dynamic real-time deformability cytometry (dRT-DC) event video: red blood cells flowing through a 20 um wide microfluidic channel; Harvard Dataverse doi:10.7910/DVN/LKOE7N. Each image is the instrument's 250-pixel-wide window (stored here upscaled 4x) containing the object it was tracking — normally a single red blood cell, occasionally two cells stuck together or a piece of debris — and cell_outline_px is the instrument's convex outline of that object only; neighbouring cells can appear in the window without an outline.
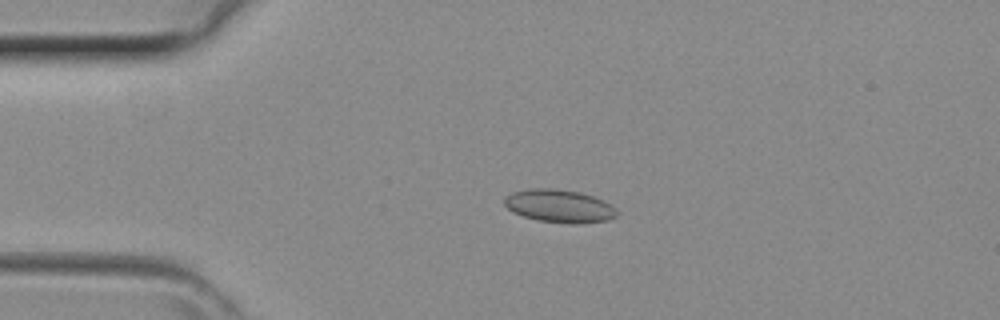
{"species": "common noctule bat (a hibernating species)", "species_latin": "Nyctalus noctula", "temperature_condition": "room temperature", "stored_images_in_passage": 42, "camera_frame_rate_fps": 3000, "um_per_image_px": 0.085, "animal": {"sex": "female", "body_mass_g": 29.2, "forearm_length_mm": 56.3}, "frame": {"image": 1, "passage_image": 9, "time_ms": 2.667, "image_size_px": [1000, 320], "cell_outline_px": [[616, 216], [608, 220], [580, 224], [572, 224], [540, 220], [524, 216], [512, 212], [504, 204], [504, 196], [512, 192], [532, 188], [552, 188], [580, 192], [604, 200], [616, 208]], "centroid_in_image_um": [47.54, 17.51], "position_along_channel_um": 37.5, "area_um2": 21.62}}
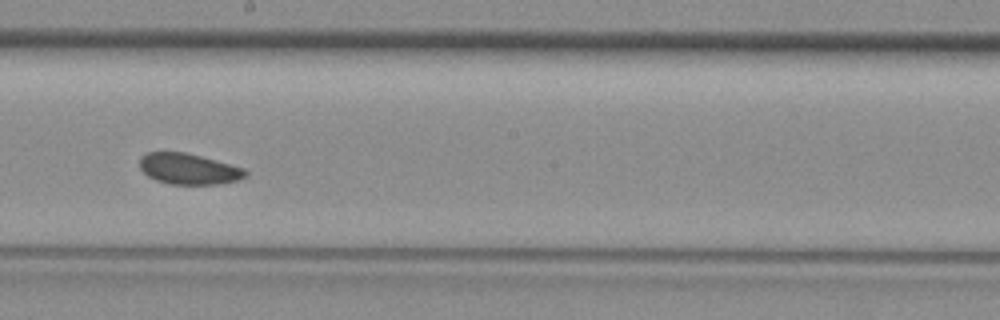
{"frame": {"image": 2, "passage_image": 23, "time_ms": 7.333, "image_size_px": [1000, 320], "cell_outline_px": [[248, 176], [236, 180], [220, 184], [168, 184], [156, 180], [148, 176], [140, 168], [140, 156], [148, 152], [184, 152], [200, 156], [244, 168], [248, 172]], "centroid_in_image_um": [16.03, 14.36], "position_along_channel_um": 232.2, "area_um2": 18.96}}
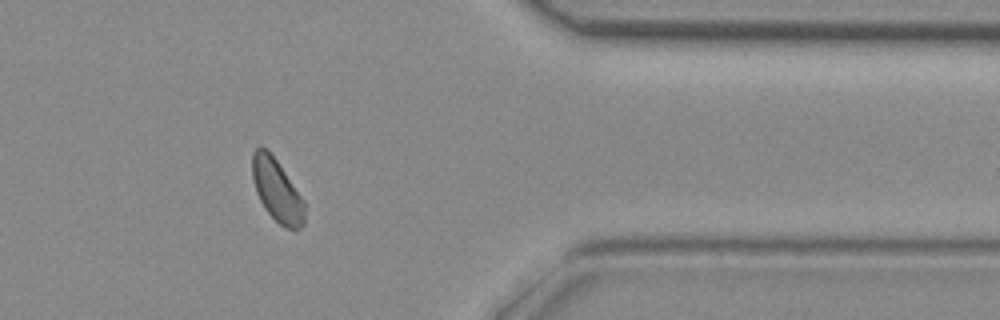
{"frame": {"image": 3, "passage_image": 34, "time_ms": 11.0, "image_size_px": [1000, 320], "cell_outline_px": [[304, 224], [300, 228], [288, 228], [280, 224], [264, 208], [256, 192], [252, 176], [252, 152], [256, 148], [268, 148], [304, 200]], "centroid_in_image_um": [23.52, 16.16], "position_along_channel_um": 387.9, "area_um2": 18.79}}